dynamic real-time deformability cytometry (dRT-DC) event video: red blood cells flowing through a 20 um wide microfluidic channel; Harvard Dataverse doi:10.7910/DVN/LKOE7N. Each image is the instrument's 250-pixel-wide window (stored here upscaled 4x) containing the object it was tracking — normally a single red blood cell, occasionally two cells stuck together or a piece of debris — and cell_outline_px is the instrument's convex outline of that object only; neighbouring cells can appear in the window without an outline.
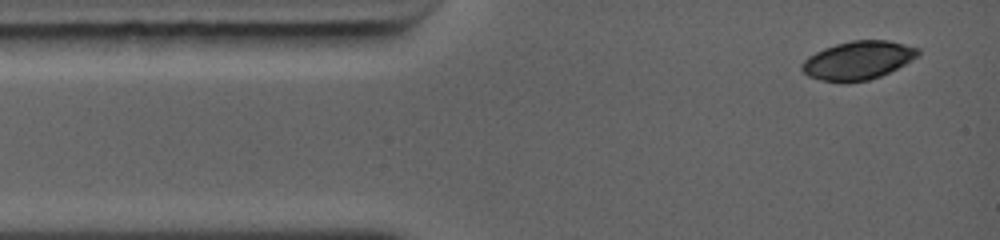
{"species": "common noctule bat (a hibernating species)", "species_latin": "Nyctalus noctula", "temperature_condition": "warm", "stored_images_in_passage": 9, "camera_frame_rate_fps": 5000, "um_per_image_px": 0.085, "animal": {"sex": "female", "body_mass_g": 19.0, "forearm_length_mm": 56.7}, "frame": {"image": 1, "passage_image": 1, "time_ms": 0.0, "image_size_px": [1000, 240], "cell_outline_px": [[920, 52], [912, 60], [880, 76], [868, 80], [820, 80], [808, 76], [800, 68], [804, 60], [808, 56], [824, 48], [836, 44], [852, 40], [888, 40], [920, 48]], "centroid_in_image_um": [72.93, 5.09], "position_along_channel_um": 12.1, "area_um2": 25.43}}
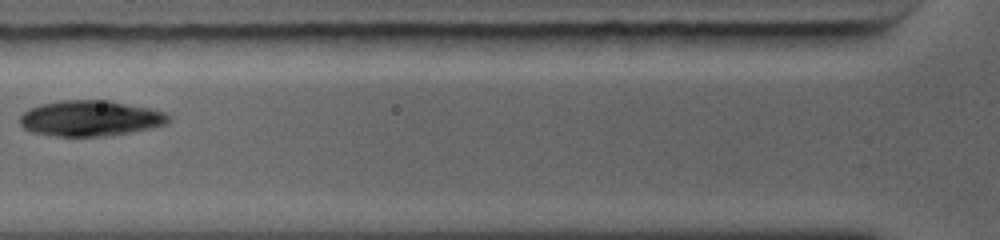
{"frame": {"image": 2, "passage_image": 6, "time_ms": 3.6, "image_size_px": [1000, 240], "cell_outline_px": [[172, 120], [164, 124], [152, 128], [112, 136], [56, 136], [32, 132], [24, 128], [20, 124], [20, 116], [28, 108], [40, 104], [60, 100], [108, 100], [148, 108], [164, 112]], "centroid_in_image_um": [7.66, 10.06], "position_along_channel_um": 118.1, "area_um2": 30.98}}
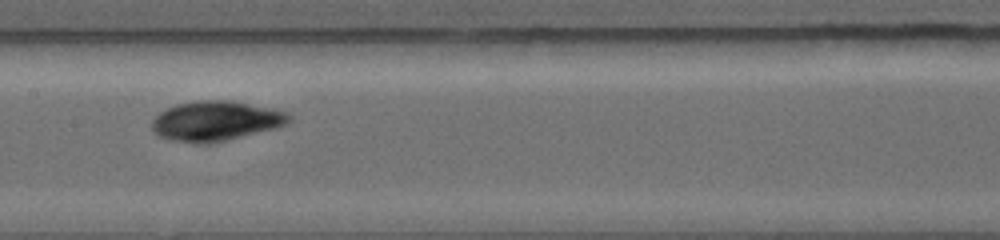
{"frame": {"image": 3, "passage_image": 8, "time_ms": 5.2, "image_size_px": [1000, 240], "cell_outline_px": [[292, 120], [276, 128], [212, 144], [200, 144], [168, 140], [160, 136], [152, 128], [152, 120], [160, 112], [176, 104], [196, 100], [232, 100], [272, 108], [288, 112], [292, 116]], "centroid_in_image_um": [18.36, 10.28], "position_along_channel_um": 189.0, "area_um2": 32.14}}